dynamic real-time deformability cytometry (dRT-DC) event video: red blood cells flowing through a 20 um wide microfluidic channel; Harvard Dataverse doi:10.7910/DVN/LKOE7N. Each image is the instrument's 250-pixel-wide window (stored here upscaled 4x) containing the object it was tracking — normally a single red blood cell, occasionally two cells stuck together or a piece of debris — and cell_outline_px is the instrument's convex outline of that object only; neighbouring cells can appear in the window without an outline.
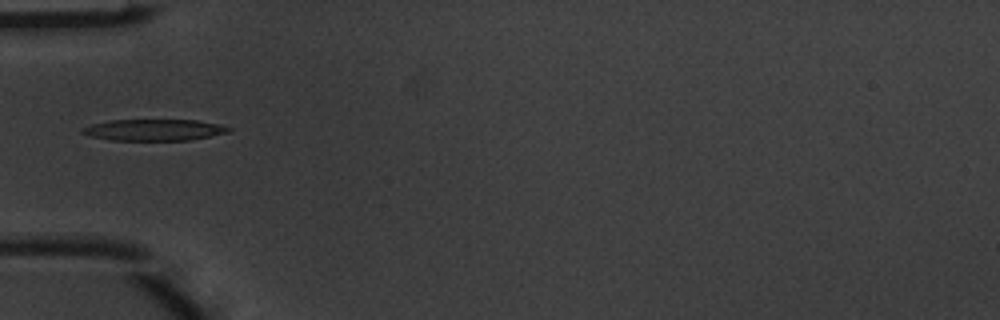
{"species": "common noctule bat (a hibernating species)", "species_latin": "Nyctalus noctula", "temperature_condition": "warm", "stored_images_in_passage": 6, "camera_frame_rate_fps": 3000, "um_per_image_px": 0.085, "animal": {"sex": "male", "body_mass_g": 20.1, "forearm_length_mm": 53.5}, "frame": {"image": 1, "passage_image": 5, "time_ms": 1.333, "image_size_px": [1000, 320], "cell_outline_px": [[232, 128], [228, 132], [188, 140], [112, 140], [92, 136], [80, 132], [80, 128], [92, 124], [108, 120], [196, 120], [220, 124]], "centroid_in_image_um": [13.06, 11.03], "position_along_channel_um": 71.9, "area_um2": 18.09}}
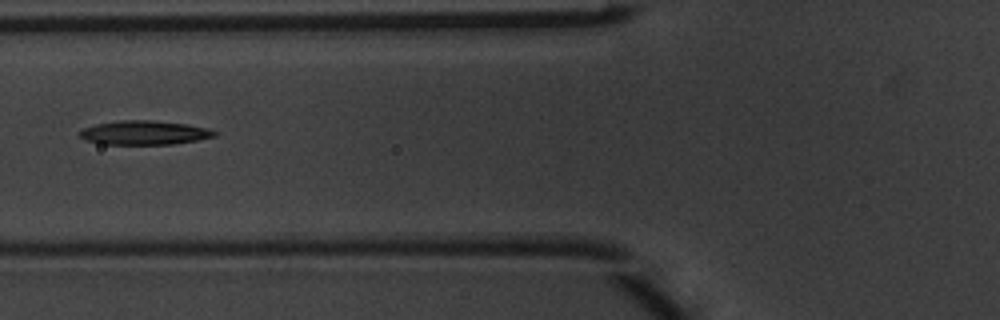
{"frame": {"image": 2, "passage_image": 6, "time_ms": 1.667, "image_size_px": [1000, 320], "cell_outline_px": [[220, 132], [216, 136], [196, 140], [172, 144], [104, 144], [84, 140], [80, 136], [80, 132], [84, 128], [96, 124], [120, 120], [152, 120], [188, 124]], "centroid_in_image_um": [12.28, 11.27], "position_along_channel_um": 113.5, "area_um2": 18.79}}